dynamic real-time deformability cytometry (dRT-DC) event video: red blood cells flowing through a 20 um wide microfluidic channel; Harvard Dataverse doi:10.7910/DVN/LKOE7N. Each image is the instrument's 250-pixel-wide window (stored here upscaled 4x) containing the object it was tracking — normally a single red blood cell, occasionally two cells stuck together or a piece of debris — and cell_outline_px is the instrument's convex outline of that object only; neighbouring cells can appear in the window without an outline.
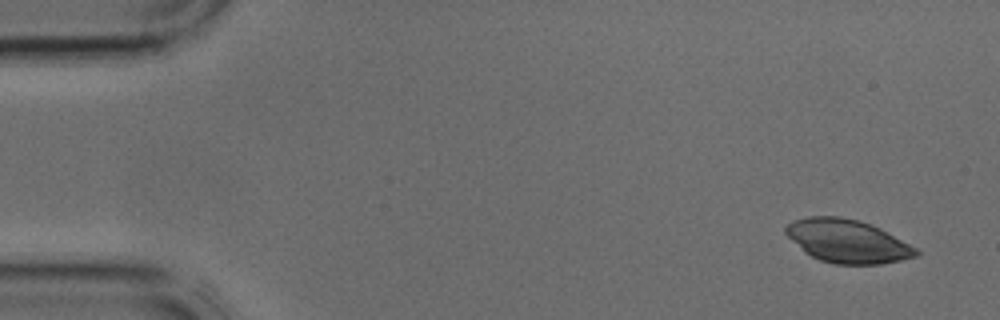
{"species": "common noctule bat (a hibernating species)", "species_latin": "Nyctalus noctula", "temperature_condition": "cold", "stored_images_in_passage": 3, "camera_frame_rate_fps": 3000, "um_per_image_px": 0.085, "animal": {"sex": "male", "body_mass_g": 17.9, "forearm_length_mm": 54.2}, "frame": {"image": 1, "passage_image": 1, "time_ms": 0.0, "image_size_px": [1000, 320], "cell_outline_px": [[920, 252], [916, 256], [900, 260], [880, 264], [836, 264], [820, 260], [804, 252], [784, 232], [784, 228], [792, 220], [808, 216], [840, 216], [872, 224], [880, 228], [916, 248]], "centroid_in_image_um": [72.0, 20.49], "position_along_channel_um": 13.0, "area_um2": 32.66}}